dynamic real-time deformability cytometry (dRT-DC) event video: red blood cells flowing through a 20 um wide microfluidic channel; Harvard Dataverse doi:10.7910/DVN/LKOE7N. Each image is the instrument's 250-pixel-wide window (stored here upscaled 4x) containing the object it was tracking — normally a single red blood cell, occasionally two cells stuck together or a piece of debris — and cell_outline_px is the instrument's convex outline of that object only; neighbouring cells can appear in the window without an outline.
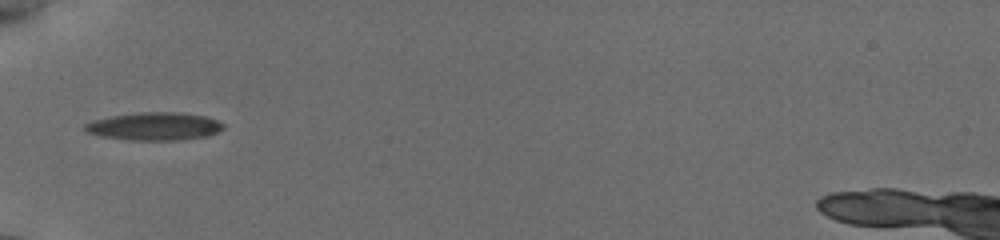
{"species": "common noctule bat (a hibernating species)", "species_latin": "Nyctalus noctula", "temperature_condition": "cold", "stored_images_in_passage": 35, "camera_frame_rate_fps": 3000, "um_per_image_px": 0.085, "animal": {"sex": "female", "body_mass_g": 19.5, "forearm_length_mm": 54.1}, "frame": {"image": 1, "passage_image": 1, "time_ms": 0.0, "image_size_px": [1000, 240], "cell_outline_px": [[224, 128], [216, 132], [204, 136], [176, 140], [132, 140], [100, 136], [88, 132], [84, 128], [84, 124], [92, 120], [112, 116], [140, 112], [180, 112], [208, 116], [224, 124]], "centroid_in_image_um": [13.12, 10.72], "position_along_channel_um": 71.9, "area_um2": 22.37}}
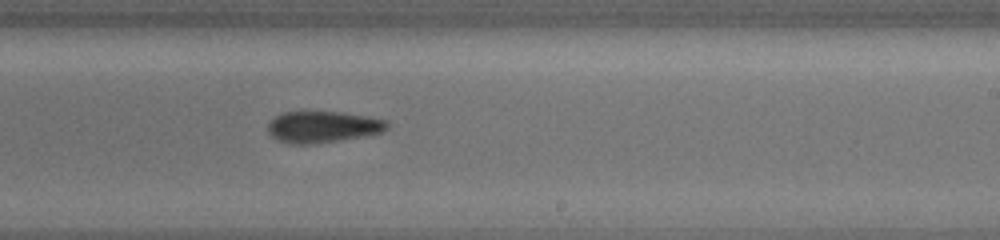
{"frame": {"image": 2, "passage_image": 16, "time_ms": 5.0, "image_size_px": [1000, 240], "cell_outline_px": [[388, 128], [380, 132], [360, 136], [336, 140], [308, 144], [292, 144], [280, 140], [272, 136], [268, 132], [268, 124], [276, 116], [284, 112], [344, 112], [368, 116], [388, 120]], "centroid_in_image_um": [27.45, 10.76], "position_along_channel_um": 261.6, "area_um2": 21.44}}
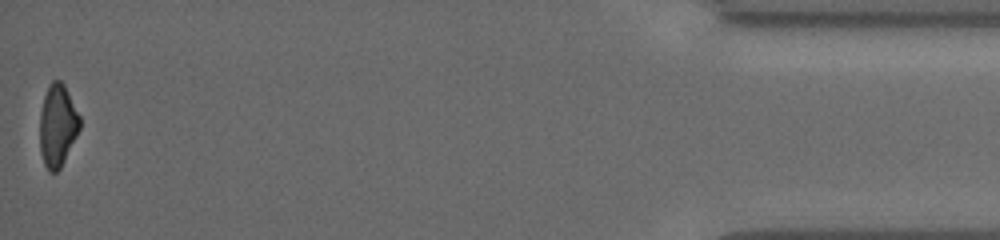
{"frame": {"image": 3, "passage_image": 35, "time_ms": 11.333, "image_size_px": [1000, 240], "cell_outline_px": [[80, 128], [60, 168], [56, 172], [48, 172], [44, 164], [40, 152], [40, 112], [44, 96], [48, 84], [52, 80], [60, 80], [64, 84], [80, 116]], "centroid_in_image_um": [4.88, 10.65], "position_along_channel_um": 430.3, "area_um2": 19.13}}